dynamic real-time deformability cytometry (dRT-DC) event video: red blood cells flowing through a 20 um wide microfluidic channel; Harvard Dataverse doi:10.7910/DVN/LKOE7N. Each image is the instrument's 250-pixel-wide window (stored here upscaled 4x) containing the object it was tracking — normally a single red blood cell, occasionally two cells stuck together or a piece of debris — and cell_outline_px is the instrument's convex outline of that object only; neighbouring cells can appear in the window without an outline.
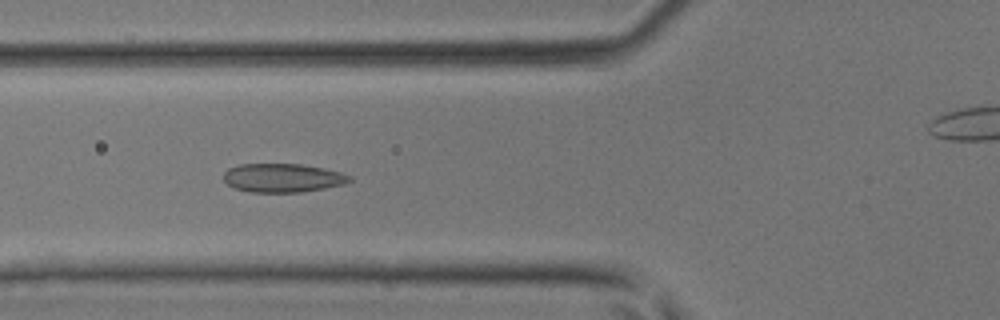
{"species": "common noctule bat (a hibernating species)", "species_latin": "Nyctalus noctula", "temperature_condition": "room temperature", "stored_images_in_passage": 25, "camera_frame_rate_fps": 3000, "um_per_image_px": 0.085, "animal": {"sex": "male", "body_mass_g": 17.9, "forearm_length_mm": 54.2}, "frame": {"image": 1, "passage_image": 17, "time_ms": 5.333, "image_size_px": [1000, 320], "cell_outline_px": [[352, 180], [344, 184], [324, 188], [300, 192], [252, 192], [236, 188], [228, 184], [224, 180], [224, 172], [228, 168], [240, 164], [300, 164], [324, 168], [340, 172], [352, 176]], "centroid_in_image_um": [24.04, 15.11], "position_along_channel_um": 101.8, "area_um2": 20.98}}
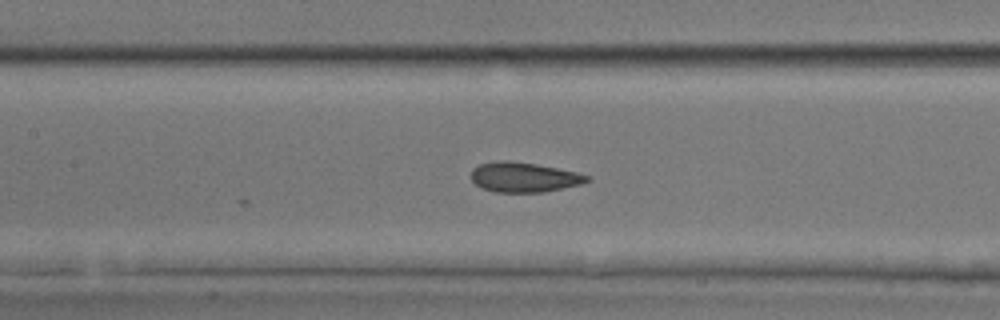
{"frame": {"image": 2, "passage_image": 21, "time_ms": 6.667, "image_size_px": [1000, 320], "cell_outline_px": [[592, 180], [580, 184], [544, 192], [496, 192], [480, 188], [472, 180], [472, 168], [480, 164], [496, 160], [508, 160], [536, 164], [576, 172], [592, 176]], "centroid_in_image_um": [44.53, 15.06], "position_along_channel_um": 162.9, "area_um2": 20.23}}
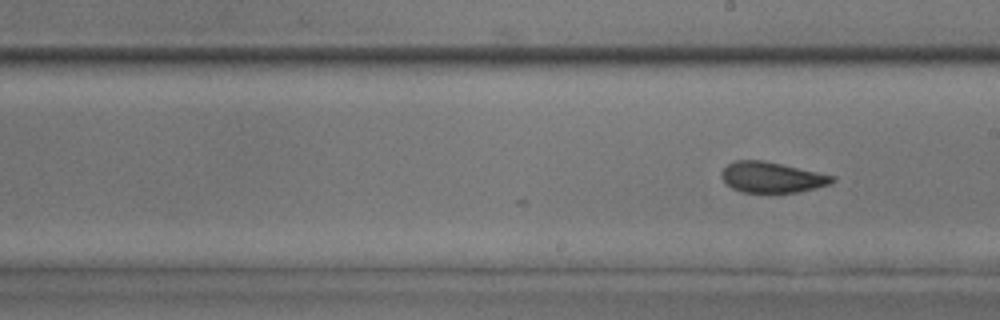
{"frame": {"image": 3, "passage_image": 25, "time_ms": 8.0, "image_size_px": [1000, 320], "cell_outline_px": [[836, 180], [832, 184], [816, 188], [796, 192], [740, 192], [732, 188], [720, 176], [720, 172], [728, 164], [736, 160], [764, 160], [836, 176]], "centroid_in_image_um": [65.63, 15.06], "position_along_channel_um": 223.4, "area_um2": 19.83}}